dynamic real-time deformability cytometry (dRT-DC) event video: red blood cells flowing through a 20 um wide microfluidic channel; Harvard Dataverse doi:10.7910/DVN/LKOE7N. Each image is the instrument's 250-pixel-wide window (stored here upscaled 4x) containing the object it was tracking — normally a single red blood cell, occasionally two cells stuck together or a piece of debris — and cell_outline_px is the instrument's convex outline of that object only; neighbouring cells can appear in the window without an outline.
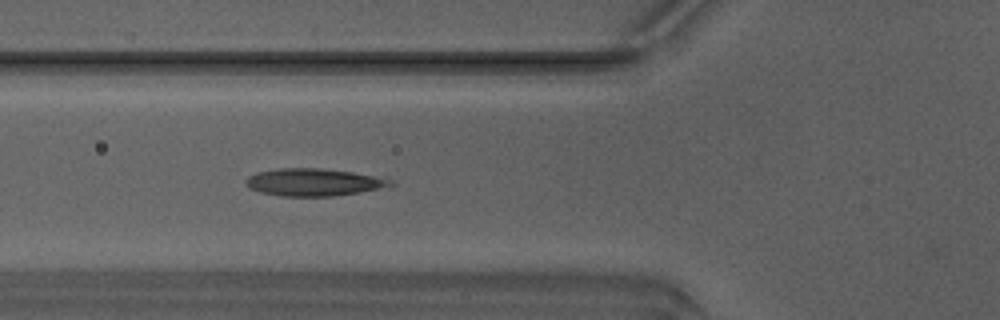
{"species": "Egyptian fruit bat (a non-hibernating species)", "species_latin": "Rousettus aegyptiacus", "temperature_condition": "warm", "stored_images_in_passage": 37, "segment_of_instrument_passage": [1, 2], "camera_frame_rate_fps": 3000, "um_per_image_px": 0.085, "animal": {"sex": "male"}, "frame": {"image": 1, "passage_image": 5, "time_ms": 1.333, "image_size_px": [1000, 320], "cell_outline_px": [[396, 184], [392, 188], [332, 196], [284, 196], [260, 192], [244, 184], [244, 180], [248, 176], [256, 172], [280, 168], [320, 168], [352, 172], [392, 180]], "centroid_in_image_um": [26.72, 15.49], "position_along_channel_um": 99.1, "area_um2": 23.29}}
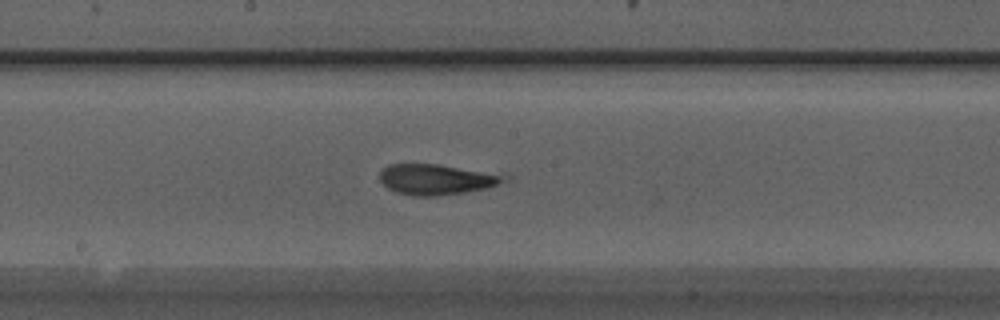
{"frame": {"image": 2, "passage_image": 13, "time_ms": 4.0, "image_size_px": [1000, 320], "cell_outline_px": [[512, 180], [484, 188], [464, 192], [436, 196], [412, 196], [396, 192], [388, 188], [380, 180], [380, 172], [388, 164], [436, 164], [508, 172], [512, 176]], "centroid_in_image_um": [37.28, 15.22], "position_along_channel_um": 210.9, "area_um2": 22.95}}
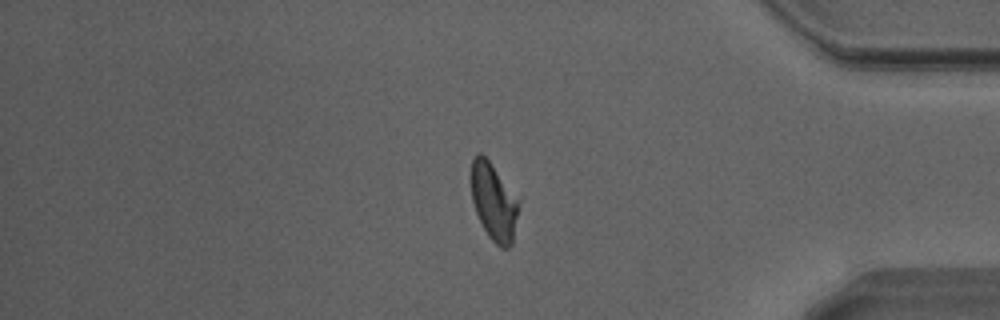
{"frame": {"image": 3, "passage_image": 28, "time_ms": 9.0, "image_size_px": [1000, 320], "cell_outline_px": [[516, 216], [512, 244], [508, 248], [500, 248], [488, 236], [476, 212], [472, 200], [472, 160], [480, 152], [488, 160], [516, 200]], "centroid_in_image_um": [41.92, 17.21], "position_along_channel_um": 393.3, "area_um2": 20.0}}